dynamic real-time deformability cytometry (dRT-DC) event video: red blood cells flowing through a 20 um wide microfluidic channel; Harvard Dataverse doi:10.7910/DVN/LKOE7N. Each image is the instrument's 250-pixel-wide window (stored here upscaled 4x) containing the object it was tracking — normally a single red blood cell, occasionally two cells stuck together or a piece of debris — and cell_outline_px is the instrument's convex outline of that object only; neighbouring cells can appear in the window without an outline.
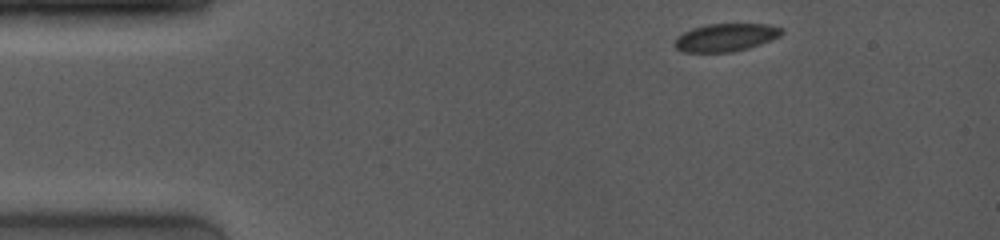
{"species": "common noctule bat (a hibernating species)", "species_latin": "Nyctalus noctula", "temperature_condition": "room temperature", "stored_images_in_passage": 49, "camera_frame_rate_fps": 4000, "um_per_image_px": 0.085, "animal": {"sex": "female", "body_mass_g": 19.0, "forearm_length_mm": 53.3}, "frame": {"image": 1, "passage_image": 1, "time_ms": 0.0, "image_size_px": [1000, 240], "cell_outline_px": [[784, 32], [780, 36], [772, 40], [748, 48], [732, 52], [684, 52], [676, 48], [672, 44], [676, 36], [692, 28], [704, 24], [768, 24], [784, 28]], "centroid_in_image_um": [61.68, 3.18], "position_along_channel_um": 23.3, "area_um2": 17.63}}
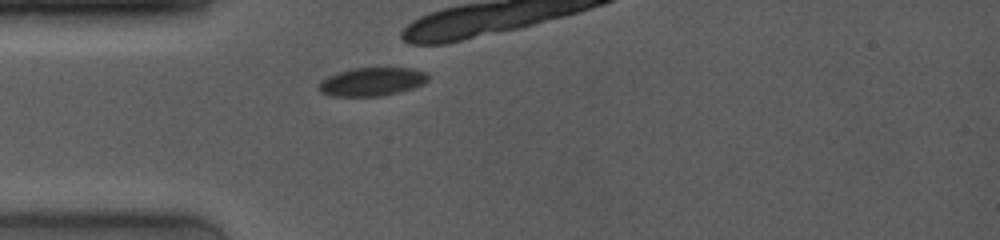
{"frame": {"image": 2, "passage_image": 9, "time_ms": 2.5, "image_size_px": [1000, 240], "cell_outline_px": [[428, 80], [424, 84], [400, 92], [380, 96], [328, 96], [320, 92], [316, 88], [320, 80], [328, 76], [352, 68], [412, 68], [424, 72], [428, 76]], "centroid_in_image_um": [31.57, 6.95], "position_along_channel_um": 53.4, "area_um2": 18.21}}